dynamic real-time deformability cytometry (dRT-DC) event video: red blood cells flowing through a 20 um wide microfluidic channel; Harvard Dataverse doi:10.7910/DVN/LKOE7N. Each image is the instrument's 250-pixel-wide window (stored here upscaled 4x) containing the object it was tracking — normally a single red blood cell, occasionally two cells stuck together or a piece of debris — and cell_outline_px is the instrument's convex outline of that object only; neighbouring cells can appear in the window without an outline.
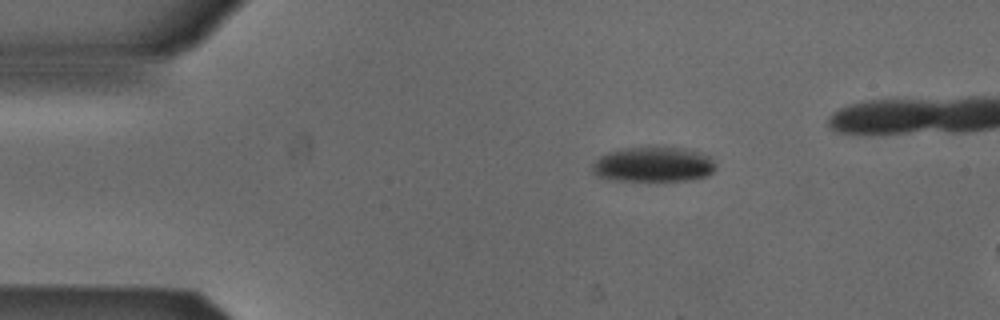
{"species": "Egyptian fruit bat (a non-hibernating species)", "species_latin": "Rousettus aegyptiacus", "temperature_condition": "cold", "stored_images_in_passage": 8, "camera_frame_rate_fps": 3000, "um_per_image_px": 0.085, "animal": {"sex": "male"}, "frame": {"image": 1, "passage_image": 1, "time_ms": 0.0, "image_size_px": [1000, 320], "cell_outline_px": [[716, 168], [708, 176], [692, 180], [608, 180], [596, 176], [592, 172], [592, 164], [600, 156], [608, 152], [624, 148], [688, 148], [712, 156]], "centroid_in_image_um": [55.56, 13.99], "position_along_channel_um": 29.4, "area_um2": 25.26}}